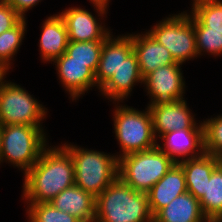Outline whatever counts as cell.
Listing matches in <instances>:
<instances>
[{
    "label": "cell",
    "mask_w": 222,
    "mask_h": 222,
    "mask_svg": "<svg viewBox=\"0 0 222 222\" xmlns=\"http://www.w3.org/2000/svg\"><path fill=\"white\" fill-rule=\"evenodd\" d=\"M132 43L143 79L161 66L176 63L170 51L158 43L148 32L141 35L140 33L133 34Z\"/></svg>",
    "instance_id": "9a60e30c"
},
{
    "label": "cell",
    "mask_w": 222,
    "mask_h": 222,
    "mask_svg": "<svg viewBox=\"0 0 222 222\" xmlns=\"http://www.w3.org/2000/svg\"><path fill=\"white\" fill-rule=\"evenodd\" d=\"M62 146L72 157L75 185L95 198L118 177V155L78 148L73 144L64 143Z\"/></svg>",
    "instance_id": "3957f363"
},
{
    "label": "cell",
    "mask_w": 222,
    "mask_h": 222,
    "mask_svg": "<svg viewBox=\"0 0 222 222\" xmlns=\"http://www.w3.org/2000/svg\"><path fill=\"white\" fill-rule=\"evenodd\" d=\"M94 222H153L147 193L132 189L118 176L96 197Z\"/></svg>",
    "instance_id": "7a4b0ae2"
},
{
    "label": "cell",
    "mask_w": 222,
    "mask_h": 222,
    "mask_svg": "<svg viewBox=\"0 0 222 222\" xmlns=\"http://www.w3.org/2000/svg\"><path fill=\"white\" fill-rule=\"evenodd\" d=\"M220 115L202 122L204 151L213 156L222 152V114Z\"/></svg>",
    "instance_id": "4316f807"
},
{
    "label": "cell",
    "mask_w": 222,
    "mask_h": 222,
    "mask_svg": "<svg viewBox=\"0 0 222 222\" xmlns=\"http://www.w3.org/2000/svg\"><path fill=\"white\" fill-rule=\"evenodd\" d=\"M178 164L184 171L187 192L200 199L206 191L207 181L218 165L217 156L204 152L201 156L181 160Z\"/></svg>",
    "instance_id": "ffe728a7"
},
{
    "label": "cell",
    "mask_w": 222,
    "mask_h": 222,
    "mask_svg": "<svg viewBox=\"0 0 222 222\" xmlns=\"http://www.w3.org/2000/svg\"><path fill=\"white\" fill-rule=\"evenodd\" d=\"M180 63L161 66L143 79L146 91L151 97L150 104L182 100L185 81Z\"/></svg>",
    "instance_id": "9c48e42d"
},
{
    "label": "cell",
    "mask_w": 222,
    "mask_h": 222,
    "mask_svg": "<svg viewBox=\"0 0 222 222\" xmlns=\"http://www.w3.org/2000/svg\"><path fill=\"white\" fill-rule=\"evenodd\" d=\"M39 41L40 56L43 61L52 62L66 52L69 36L59 13L49 16L44 21Z\"/></svg>",
    "instance_id": "d6986e66"
},
{
    "label": "cell",
    "mask_w": 222,
    "mask_h": 222,
    "mask_svg": "<svg viewBox=\"0 0 222 222\" xmlns=\"http://www.w3.org/2000/svg\"><path fill=\"white\" fill-rule=\"evenodd\" d=\"M49 203L60 211L69 213L81 222H94L96 198L77 185L61 191Z\"/></svg>",
    "instance_id": "ac0fdd59"
},
{
    "label": "cell",
    "mask_w": 222,
    "mask_h": 222,
    "mask_svg": "<svg viewBox=\"0 0 222 222\" xmlns=\"http://www.w3.org/2000/svg\"><path fill=\"white\" fill-rule=\"evenodd\" d=\"M198 1H202V0H193V4L196 3V2H198Z\"/></svg>",
    "instance_id": "e575fe53"
},
{
    "label": "cell",
    "mask_w": 222,
    "mask_h": 222,
    "mask_svg": "<svg viewBox=\"0 0 222 222\" xmlns=\"http://www.w3.org/2000/svg\"><path fill=\"white\" fill-rule=\"evenodd\" d=\"M113 112L114 133L120 145L121 156L140 151H147L157 147L154 135L152 116L149 108L139 111L126 105H115Z\"/></svg>",
    "instance_id": "5b68a950"
},
{
    "label": "cell",
    "mask_w": 222,
    "mask_h": 222,
    "mask_svg": "<svg viewBox=\"0 0 222 222\" xmlns=\"http://www.w3.org/2000/svg\"><path fill=\"white\" fill-rule=\"evenodd\" d=\"M42 126L24 124L5 125L2 128V160L20 168L24 174L34 166L48 147Z\"/></svg>",
    "instance_id": "8992f818"
},
{
    "label": "cell",
    "mask_w": 222,
    "mask_h": 222,
    "mask_svg": "<svg viewBox=\"0 0 222 222\" xmlns=\"http://www.w3.org/2000/svg\"><path fill=\"white\" fill-rule=\"evenodd\" d=\"M218 164L222 167V152L217 155Z\"/></svg>",
    "instance_id": "d6a6232c"
},
{
    "label": "cell",
    "mask_w": 222,
    "mask_h": 222,
    "mask_svg": "<svg viewBox=\"0 0 222 222\" xmlns=\"http://www.w3.org/2000/svg\"><path fill=\"white\" fill-rule=\"evenodd\" d=\"M26 19L16 26L0 34V71L7 73L11 68V60L19 50L26 32Z\"/></svg>",
    "instance_id": "cb8c5ba5"
},
{
    "label": "cell",
    "mask_w": 222,
    "mask_h": 222,
    "mask_svg": "<svg viewBox=\"0 0 222 222\" xmlns=\"http://www.w3.org/2000/svg\"><path fill=\"white\" fill-rule=\"evenodd\" d=\"M5 75L0 76V123L42 126L46 108L20 85L6 81Z\"/></svg>",
    "instance_id": "ba28073f"
},
{
    "label": "cell",
    "mask_w": 222,
    "mask_h": 222,
    "mask_svg": "<svg viewBox=\"0 0 222 222\" xmlns=\"http://www.w3.org/2000/svg\"><path fill=\"white\" fill-rule=\"evenodd\" d=\"M138 82L143 83V78L133 51L99 90L107 99H113L119 104V101L121 102L130 95L132 88Z\"/></svg>",
    "instance_id": "e0dca14e"
},
{
    "label": "cell",
    "mask_w": 222,
    "mask_h": 222,
    "mask_svg": "<svg viewBox=\"0 0 222 222\" xmlns=\"http://www.w3.org/2000/svg\"><path fill=\"white\" fill-rule=\"evenodd\" d=\"M187 192L185 175L182 167L174 166L147 192L148 205L154 216L174 198Z\"/></svg>",
    "instance_id": "2e32d148"
},
{
    "label": "cell",
    "mask_w": 222,
    "mask_h": 222,
    "mask_svg": "<svg viewBox=\"0 0 222 222\" xmlns=\"http://www.w3.org/2000/svg\"><path fill=\"white\" fill-rule=\"evenodd\" d=\"M29 222H81L78 218L60 211L51 203H28Z\"/></svg>",
    "instance_id": "484cf974"
},
{
    "label": "cell",
    "mask_w": 222,
    "mask_h": 222,
    "mask_svg": "<svg viewBox=\"0 0 222 222\" xmlns=\"http://www.w3.org/2000/svg\"><path fill=\"white\" fill-rule=\"evenodd\" d=\"M104 40L87 42L69 41L66 53L69 61L86 62L87 66L95 73L100 60Z\"/></svg>",
    "instance_id": "d4e9b609"
},
{
    "label": "cell",
    "mask_w": 222,
    "mask_h": 222,
    "mask_svg": "<svg viewBox=\"0 0 222 222\" xmlns=\"http://www.w3.org/2000/svg\"><path fill=\"white\" fill-rule=\"evenodd\" d=\"M148 105L156 138L179 129H203L202 121L200 124L196 122L184 99Z\"/></svg>",
    "instance_id": "30bf717a"
},
{
    "label": "cell",
    "mask_w": 222,
    "mask_h": 222,
    "mask_svg": "<svg viewBox=\"0 0 222 222\" xmlns=\"http://www.w3.org/2000/svg\"><path fill=\"white\" fill-rule=\"evenodd\" d=\"M133 52L132 34L113 38L110 34L103 42L100 60L95 72L97 88H101Z\"/></svg>",
    "instance_id": "5bb4252c"
},
{
    "label": "cell",
    "mask_w": 222,
    "mask_h": 222,
    "mask_svg": "<svg viewBox=\"0 0 222 222\" xmlns=\"http://www.w3.org/2000/svg\"><path fill=\"white\" fill-rule=\"evenodd\" d=\"M205 222H222V220L207 219Z\"/></svg>",
    "instance_id": "836d02e7"
},
{
    "label": "cell",
    "mask_w": 222,
    "mask_h": 222,
    "mask_svg": "<svg viewBox=\"0 0 222 222\" xmlns=\"http://www.w3.org/2000/svg\"><path fill=\"white\" fill-rule=\"evenodd\" d=\"M159 138L165 142H163V146L157 144V147L175 163H179L181 159L201 156L205 152L203 129H179L167 132Z\"/></svg>",
    "instance_id": "8fae6325"
},
{
    "label": "cell",
    "mask_w": 222,
    "mask_h": 222,
    "mask_svg": "<svg viewBox=\"0 0 222 222\" xmlns=\"http://www.w3.org/2000/svg\"><path fill=\"white\" fill-rule=\"evenodd\" d=\"M53 62L56 65L58 77L72 97V101L80 98L91 87L97 86L95 73L86 62L69 61V55L66 52Z\"/></svg>",
    "instance_id": "7c38bea8"
},
{
    "label": "cell",
    "mask_w": 222,
    "mask_h": 222,
    "mask_svg": "<svg viewBox=\"0 0 222 222\" xmlns=\"http://www.w3.org/2000/svg\"><path fill=\"white\" fill-rule=\"evenodd\" d=\"M169 16L151 27L148 33L170 51L177 63L183 64L198 57L194 21L190 14L184 11Z\"/></svg>",
    "instance_id": "52a82bcc"
},
{
    "label": "cell",
    "mask_w": 222,
    "mask_h": 222,
    "mask_svg": "<svg viewBox=\"0 0 222 222\" xmlns=\"http://www.w3.org/2000/svg\"><path fill=\"white\" fill-rule=\"evenodd\" d=\"M22 19L6 0H0V34L16 26Z\"/></svg>",
    "instance_id": "f1b7e54d"
},
{
    "label": "cell",
    "mask_w": 222,
    "mask_h": 222,
    "mask_svg": "<svg viewBox=\"0 0 222 222\" xmlns=\"http://www.w3.org/2000/svg\"><path fill=\"white\" fill-rule=\"evenodd\" d=\"M14 10L25 18V13L37 5L41 0H6Z\"/></svg>",
    "instance_id": "f546056e"
},
{
    "label": "cell",
    "mask_w": 222,
    "mask_h": 222,
    "mask_svg": "<svg viewBox=\"0 0 222 222\" xmlns=\"http://www.w3.org/2000/svg\"><path fill=\"white\" fill-rule=\"evenodd\" d=\"M2 128H3V125L0 123V163L2 160V152H1Z\"/></svg>",
    "instance_id": "1f68e13d"
},
{
    "label": "cell",
    "mask_w": 222,
    "mask_h": 222,
    "mask_svg": "<svg viewBox=\"0 0 222 222\" xmlns=\"http://www.w3.org/2000/svg\"><path fill=\"white\" fill-rule=\"evenodd\" d=\"M206 220L199 199L189 192L177 196L153 216V222H205Z\"/></svg>",
    "instance_id": "44dd1931"
},
{
    "label": "cell",
    "mask_w": 222,
    "mask_h": 222,
    "mask_svg": "<svg viewBox=\"0 0 222 222\" xmlns=\"http://www.w3.org/2000/svg\"><path fill=\"white\" fill-rule=\"evenodd\" d=\"M59 14L66 25L69 41L105 40L111 34L91 12L83 8L72 7Z\"/></svg>",
    "instance_id": "4fadbf2b"
},
{
    "label": "cell",
    "mask_w": 222,
    "mask_h": 222,
    "mask_svg": "<svg viewBox=\"0 0 222 222\" xmlns=\"http://www.w3.org/2000/svg\"><path fill=\"white\" fill-rule=\"evenodd\" d=\"M74 163L63 147H46L40 158L24 175L26 203H49L61 191L75 185Z\"/></svg>",
    "instance_id": "6da1fadb"
},
{
    "label": "cell",
    "mask_w": 222,
    "mask_h": 222,
    "mask_svg": "<svg viewBox=\"0 0 222 222\" xmlns=\"http://www.w3.org/2000/svg\"><path fill=\"white\" fill-rule=\"evenodd\" d=\"M175 162L158 147L119 158V178L132 189L147 193Z\"/></svg>",
    "instance_id": "277c9868"
},
{
    "label": "cell",
    "mask_w": 222,
    "mask_h": 222,
    "mask_svg": "<svg viewBox=\"0 0 222 222\" xmlns=\"http://www.w3.org/2000/svg\"><path fill=\"white\" fill-rule=\"evenodd\" d=\"M192 7L190 16L194 26H206L208 31L222 32V0H202Z\"/></svg>",
    "instance_id": "603a6c76"
},
{
    "label": "cell",
    "mask_w": 222,
    "mask_h": 222,
    "mask_svg": "<svg viewBox=\"0 0 222 222\" xmlns=\"http://www.w3.org/2000/svg\"><path fill=\"white\" fill-rule=\"evenodd\" d=\"M198 57L202 52L209 55H222V32L208 31L206 26H194Z\"/></svg>",
    "instance_id": "83f0119b"
},
{
    "label": "cell",
    "mask_w": 222,
    "mask_h": 222,
    "mask_svg": "<svg viewBox=\"0 0 222 222\" xmlns=\"http://www.w3.org/2000/svg\"><path fill=\"white\" fill-rule=\"evenodd\" d=\"M110 0H90L91 3H93L94 8L96 10V13H98V16H102L107 14V6H109Z\"/></svg>",
    "instance_id": "4dcf8cb0"
},
{
    "label": "cell",
    "mask_w": 222,
    "mask_h": 222,
    "mask_svg": "<svg viewBox=\"0 0 222 222\" xmlns=\"http://www.w3.org/2000/svg\"><path fill=\"white\" fill-rule=\"evenodd\" d=\"M199 201L207 219L222 220V167L219 164L214 168Z\"/></svg>",
    "instance_id": "7402d4cb"
}]
</instances>
